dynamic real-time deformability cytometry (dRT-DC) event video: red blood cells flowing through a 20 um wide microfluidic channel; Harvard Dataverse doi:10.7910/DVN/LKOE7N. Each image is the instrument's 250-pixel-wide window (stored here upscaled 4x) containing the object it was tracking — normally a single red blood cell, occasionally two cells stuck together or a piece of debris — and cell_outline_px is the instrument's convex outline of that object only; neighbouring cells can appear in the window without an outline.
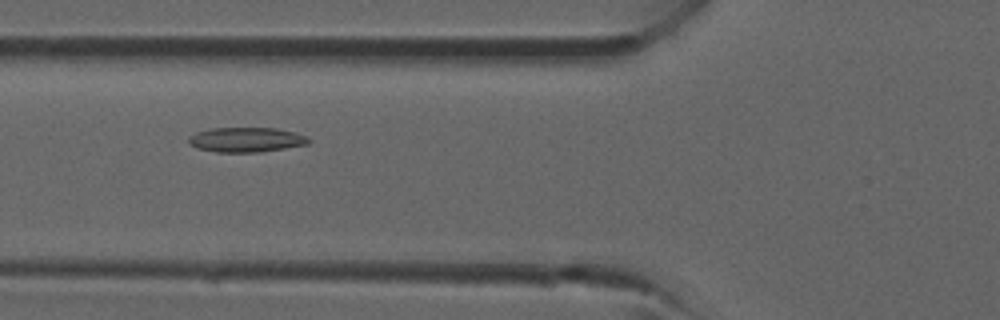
{"species": "common noctule bat (a hibernating species)", "species_latin": "Nyctalus noctula", "temperature_condition": "room temperature", "stored_images_in_passage": 30, "camera_frame_rate_fps": 3000, "um_per_image_px": 0.085, "animal": {"sex": "male", "forearm_length_mm": 52.5}, "frame": {"image": 1, "passage_image": 5, "time_ms": 1.333, "image_size_px": [1000, 320], "cell_outline_px": [[312, 140], [308, 144], [260, 152], [216, 152], [196, 148], [188, 144], [188, 136], [196, 132], [212, 128], [276, 128], [292, 132], [304, 136]], "centroid_in_image_um": [20.87, 11.88], "position_along_channel_um": 104.9, "area_um2": 17.28}}
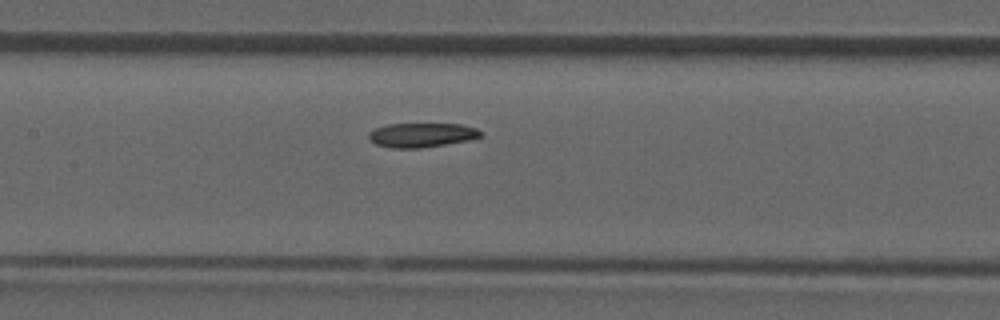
{"frame": {"image": 2, "passage_image": 9, "time_ms": 2.667, "image_size_px": [1000, 320], "cell_outline_px": [[484, 136], [468, 140], [420, 148], [392, 148], [376, 144], [368, 136], [368, 132], [376, 128], [388, 124], [460, 124], [476, 128]], "centroid_in_image_um": [35.84, 11.47], "position_along_channel_um": 171.6, "area_um2": 15.66}}
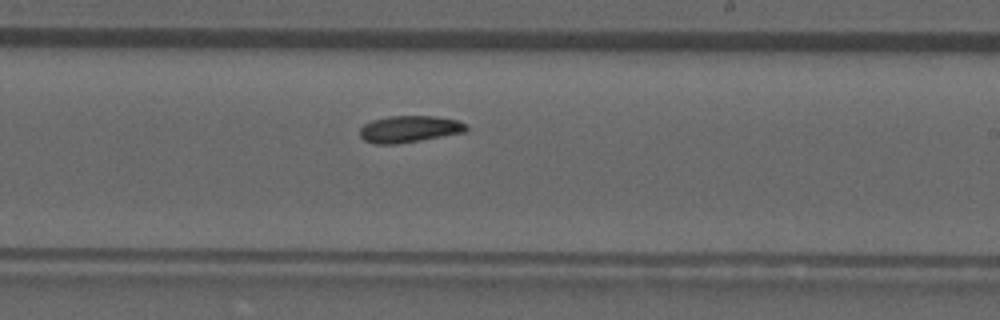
{"frame": {"image": 3, "passage_image": 14, "time_ms": 4.333, "image_size_px": [1000, 320], "cell_outline_px": [[468, 128], [464, 132], [420, 140], [396, 144], [376, 144], [364, 140], [360, 136], [360, 128], [364, 124], [372, 120], [388, 116], [436, 116], [456, 120], [468, 124]], "centroid_in_image_um": [34.78, 10.96], "position_along_channel_um": 254.2, "area_um2": 16.53}}